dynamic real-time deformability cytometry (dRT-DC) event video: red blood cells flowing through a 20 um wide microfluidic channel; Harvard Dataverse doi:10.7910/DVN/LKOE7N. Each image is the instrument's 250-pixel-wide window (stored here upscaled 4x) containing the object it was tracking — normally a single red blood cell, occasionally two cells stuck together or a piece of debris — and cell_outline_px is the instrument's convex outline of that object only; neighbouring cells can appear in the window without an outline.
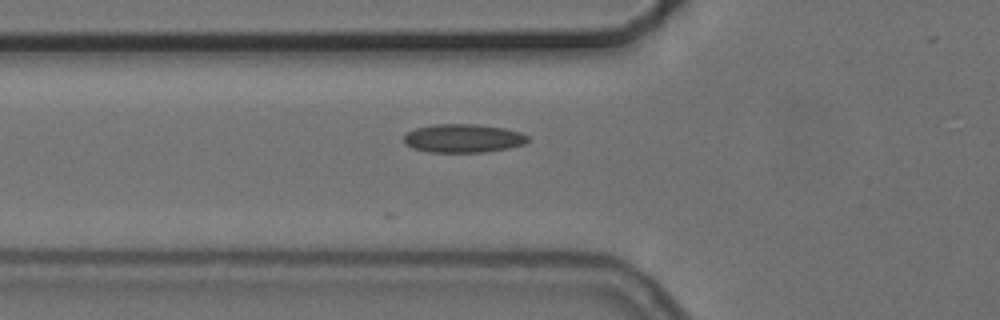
{"species": "common noctule bat (a hibernating species)", "species_latin": "Nyctalus noctula", "temperature_condition": "cold", "stored_images_in_passage": 2, "camera_frame_rate_fps": 3000, "um_per_image_px": 0.085, "animal": {"sex": "female", "body_mass_g": 24.6, "forearm_length_mm": 56.2}, "frame": {"image": 1, "passage_image": 2, "time_ms": 1.0, "image_size_px": [1000, 320], "cell_outline_px": [[528, 140], [524, 144], [508, 148], [484, 152], [428, 152], [412, 148], [404, 144], [404, 136], [408, 132], [416, 128], [436, 124], [476, 124], [504, 128], [520, 132], [528, 136]], "centroid_in_image_um": [39.35, 11.76], "position_along_channel_um": 86.4, "area_um2": 20.58}}